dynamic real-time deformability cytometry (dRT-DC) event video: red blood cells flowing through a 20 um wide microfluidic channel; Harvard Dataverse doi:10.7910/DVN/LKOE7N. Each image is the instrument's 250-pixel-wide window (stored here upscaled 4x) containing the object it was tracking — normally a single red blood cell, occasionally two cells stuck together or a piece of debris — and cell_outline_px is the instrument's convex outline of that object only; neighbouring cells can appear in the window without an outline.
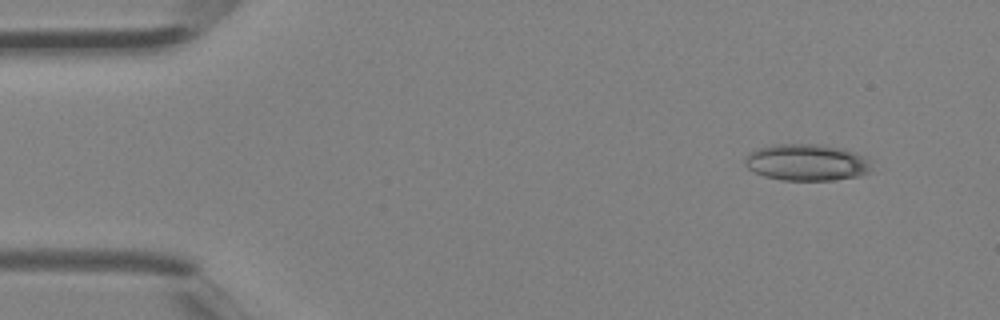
{"species": "Egyptian fruit bat (a non-hibernating species)", "species_latin": "Rousettus aegyptiacus", "temperature_condition": "room temperature", "stored_images_in_passage": 3, "camera_frame_rate_fps": 3000, "um_per_image_px": 0.085, "animal": {"sex": "female"}, "frame": {"image": 1, "passage_image": 1, "time_ms": 0.0, "image_size_px": [1000, 320], "cell_outline_px": [[876, 172], [860, 176], [832, 180], [780, 180], [764, 176], [748, 168], [744, 164], [744, 160], [748, 152], [756, 148], [772, 144], [816, 144], [840, 148], [868, 156], [872, 160]], "centroid_in_image_um": [68.65, 13.81], "position_along_channel_um": 16.3, "area_um2": 27.74}}